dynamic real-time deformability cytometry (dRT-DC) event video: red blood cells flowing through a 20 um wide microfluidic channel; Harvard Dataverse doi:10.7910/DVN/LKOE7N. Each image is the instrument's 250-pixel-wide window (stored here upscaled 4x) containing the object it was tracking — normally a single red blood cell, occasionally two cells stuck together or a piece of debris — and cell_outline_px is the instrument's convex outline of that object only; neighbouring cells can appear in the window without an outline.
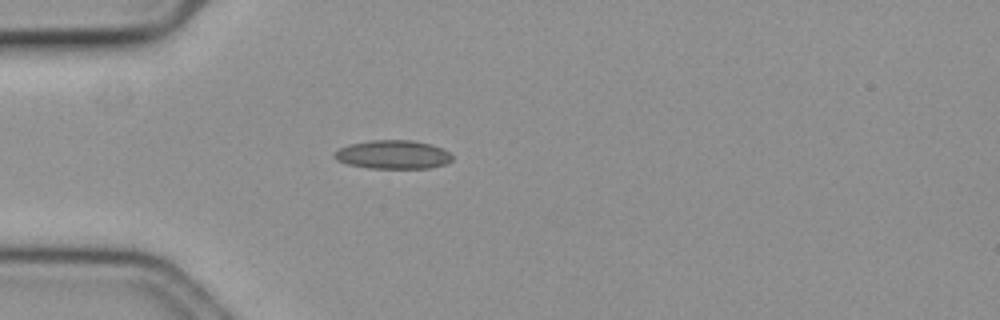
{"species": "common noctule bat (a hibernating species)", "species_latin": "Nyctalus noctula", "temperature_condition": "cold", "stored_images_in_passage": 47, "camera_frame_rate_fps": 3000, "um_per_image_px": 0.085, "animal": {"sex": "female", "body_mass_g": 19.3, "forearm_length_mm": 54.1}, "frame": {"image": 1, "passage_image": 9, "time_ms": 2.667, "image_size_px": [1000, 320], "cell_outline_px": [[452, 160], [444, 164], [428, 168], [368, 168], [348, 164], [336, 160], [332, 156], [340, 148], [348, 144], [368, 140], [412, 140], [432, 144], [444, 148], [452, 156]], "centroid_in_image_um": [33.39, 13.13], "position_along_channel_um": 51.6, "area_um2": 19.77}}
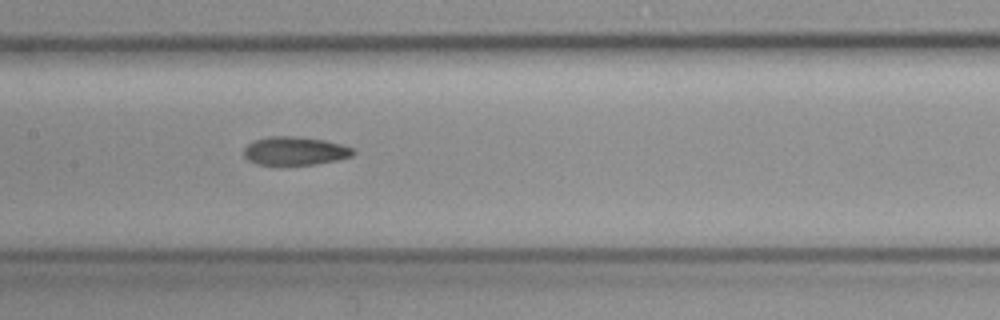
{"frame": {"image": 2, "passage_image": 21, "time_ms": 6.667, "image_size_px": [1000, 320], "cell_outline_px": [[356, 152], [352, 156], [336, 160], [316, 164], [280, 168], [256, 164], [248, 160], [244, 156], [244, 148], [248, 144], [256, 140], [268, 136], [296, 136], [324, 140], [340, 144], [352, 148]], "centroid_in_image_um": [25.02, 12.88], "position_along_channel_um": 182.4, "area_um2": 18.79}}
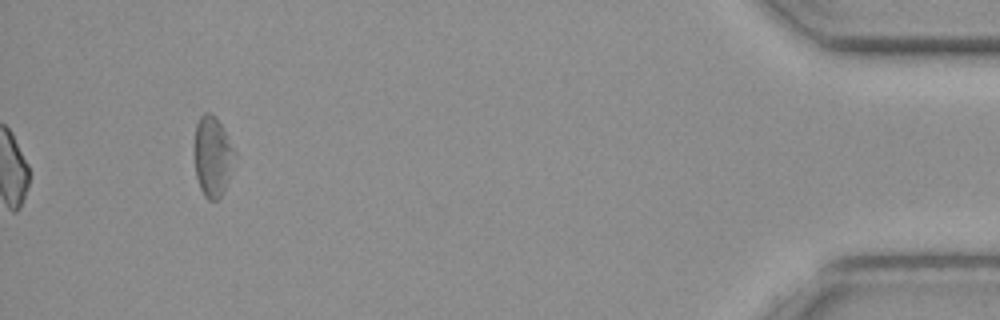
{"frame": {"image": 3, "passage_image": 47, "time_ms": 15.333, "image_size_px": [1000, 320], "cell_outline_px": [[232, 152], [228, 180], [224, 192], [216, 200], [208, 200], [204, 196], [200, 188], [196, 176], [192, 152], [192, 148], [196, 124], [200, 116], [204, 112], [208, 112], [216, 116], [232, 148]], "centroid_in_image_um": [17.96, 13.29], "position_along_channel_um": 417.2, "area_um2": 18.55}, "authors_computed_cell_mechanics": {"area_um2": 18.785, "velocity_mm_per_s": 3.5625, "shape_relaxation_time_tau1_ms": null, "shape_relaxation_time_tau2_ms": 5.7595, "deformation_change_tau1": null, "deformation_change_tau2": 0.1235}}